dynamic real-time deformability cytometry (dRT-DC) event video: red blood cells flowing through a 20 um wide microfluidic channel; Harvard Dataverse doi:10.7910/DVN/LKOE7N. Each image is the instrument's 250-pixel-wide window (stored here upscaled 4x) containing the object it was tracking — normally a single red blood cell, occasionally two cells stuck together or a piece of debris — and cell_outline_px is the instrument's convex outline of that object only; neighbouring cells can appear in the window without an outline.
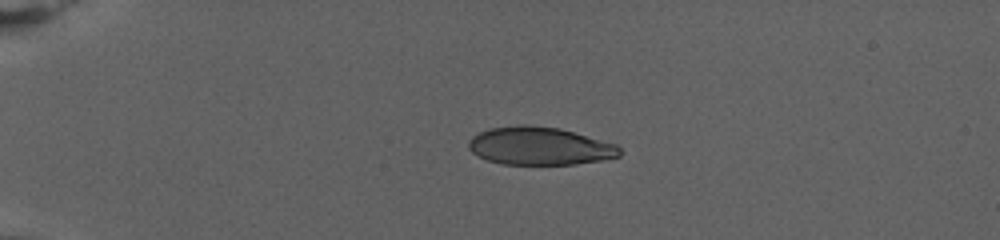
{"species": "human", "species_latin": "Homo sapiens", "temperature_condition": "warm", "stored_images_in_passage": 56, "camera_frame_rate_fps": 3000, "um_per_image_px": 0.085, "donor": {"sex": "female"}, "frame": {"image": 1, "passage_image": 1, "time_ms": 0.0, "image_size_px": [1000, 240], "cell_outline_px": [[620, 156], [600, 160], [576, 164], [504, 164], [488, 160], [472, 152], [468, 148], [468, 140], [472, 136], [488, 128], [520, 124], [528, 124], [560, 128], [616, 144], [620, 148]], "centroid_in_image_um": [45.85, 12.4], "position_along_channel_um": 39.2, "area_um2": 33.41}}
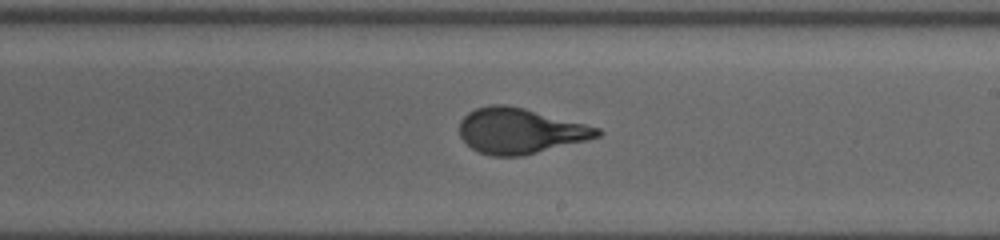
{"frame": {"image": 2, "passage_image": 31, "time_ms": 10.0, "image_size_px": [1000, 240], "cell_outline_px": [[604, 132], [600, 136], [524, 156], [492, 156], [480, 152], [472, 148], [460, 136], [460, 120], [468, 112], [476, 108], [492, 104], [508, 104], [524, 108], [600, 128]], "centroid_in_image_um": [44.19, 11.12], "position_along_channel_um": 244.8, "area_um2": 36.3}}
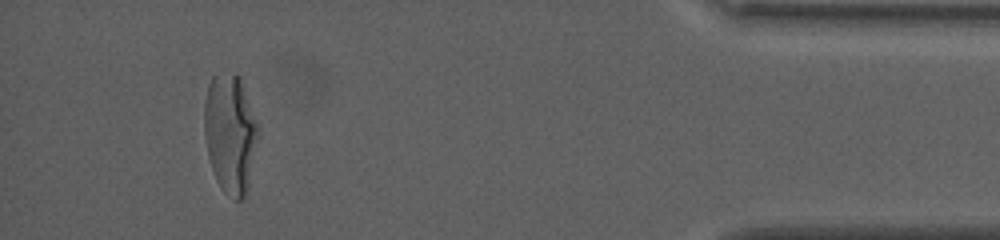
{"frame": {"image": 3, "passage_image": 56, "time_ms": 18.333, "image_size_px": [1000, 240], "cell_outline_px": [[260, 128], [248, 188], [244, 196], [240, 200], [232, 200], [224, 192], [216, 180], [208, 156], [204, 132], [204, 104], [208, 84], [212, 76], [240, 76]], "centroid_in_image_um": [19.58, 11.39], "position_along_channel_um": 415.6, "area_um2": 37.34}, "authors_computed_cell_mechanics": {"area_um2": 36.5296, "velocity_mm_per_s": 2.6624, "shape_relaxation_time_tau1_ms": 7.0927, "shape_relaxation_time_tau2_ms": null, "deformation_change_tau1": 0.2636, "deformation_change_tau2": null}}